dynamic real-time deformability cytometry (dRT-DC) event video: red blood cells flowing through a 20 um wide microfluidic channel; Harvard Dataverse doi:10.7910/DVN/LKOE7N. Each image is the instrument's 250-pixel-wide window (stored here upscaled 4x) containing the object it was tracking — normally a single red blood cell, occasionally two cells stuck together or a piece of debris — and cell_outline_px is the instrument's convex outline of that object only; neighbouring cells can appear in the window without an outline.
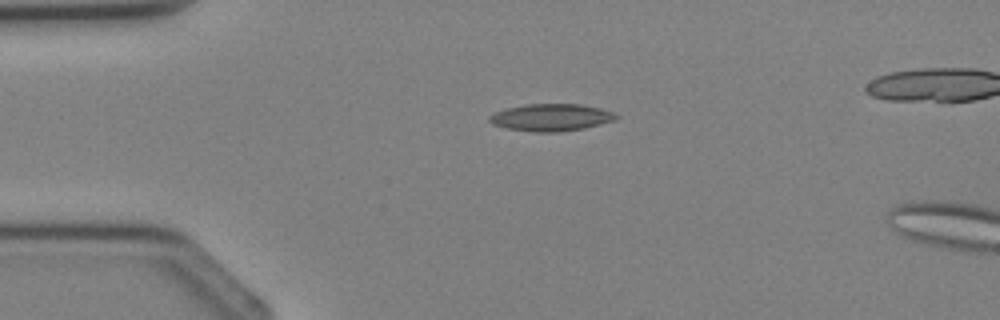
{"species": "Egyptian fruit bat (a non-hibernating species)", "species_latin": "Rousettus aegyptiacus", "temperature_condition": "cold", "stored_images_in_passage": 2, "camera_frame_rate_fps": 3000, "um_per_image_px": 0.085, "animal": {"sex": "female"}, "frame": {"image": 1, "passage_image": 1, "time_ms": 0.0, "image_size_px": [1000, 320], "cell_outline_px": [[620, 116], [616, 120], [584, 128], [556, 132], [532, 132], [508, 128], [492, 124], [488, 120], [488, 116], [496, 112], [508, 108], [524, 104], [580, 104], [600, 108], [612, 112]], "centroid_in_image_um": [46.85, 9.98], "position_along_channel_um": 38.2, "area_um2": 20.0}}